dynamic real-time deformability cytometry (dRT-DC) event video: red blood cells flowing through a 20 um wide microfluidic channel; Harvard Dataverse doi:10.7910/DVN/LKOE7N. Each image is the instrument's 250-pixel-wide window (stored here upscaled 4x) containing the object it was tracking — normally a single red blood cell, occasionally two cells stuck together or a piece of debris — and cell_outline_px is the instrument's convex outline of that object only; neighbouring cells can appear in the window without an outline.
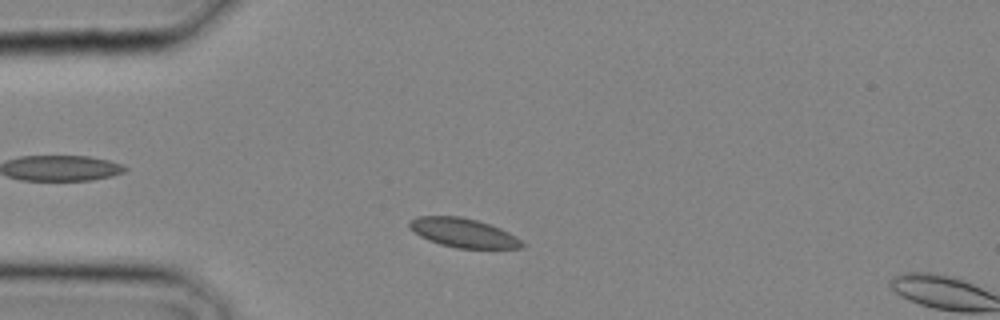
{"species": "common noctule bat (a hibernating species)", "species_latin": "Nyctalus noctula", "temperature_condition": "cold", "stored_images_in_passage": 4, "camera_frame_rate_fps": 3000, "um_per_image_px": 0.085, "animal": {"sex": "male", "body_mass_g": 20.4}, "frame": {"image": 1, "passage_image": 3, "time_ms": 0.667, "image_size_px": [1000, 320], "cell_outline_px": [[524, 248], [456, 248], [440, 244], [428, 240], [420, 236], [408, 224], [408, 220], [416, 216], [460, 216], [476, 220], [500, 228], [516, 236], [524, 244]], "centroid_in_image_um": [39.37, 19.78], "position_along_channel_um": 45.6, "area_um2": 18.96}}